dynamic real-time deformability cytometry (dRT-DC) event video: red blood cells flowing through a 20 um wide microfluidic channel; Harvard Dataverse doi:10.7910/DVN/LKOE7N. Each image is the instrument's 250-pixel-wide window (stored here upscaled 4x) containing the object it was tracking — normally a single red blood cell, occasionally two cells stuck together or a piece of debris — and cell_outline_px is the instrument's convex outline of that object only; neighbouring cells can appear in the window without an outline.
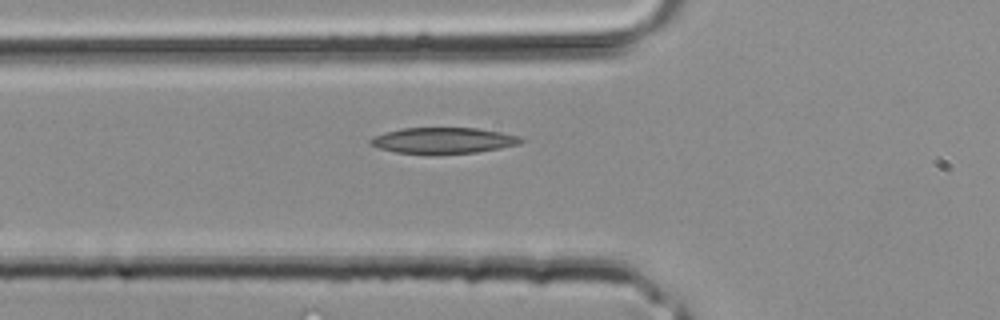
{"species": "common noctule bat (a hibernating species)", "species_latin": "Nyctalus noctula", "temperature_condition": "room temperature", "stored_images_in_passage": 3, "camera_frame_rate_fps": 3000, "um_per_image_px": 0.085, "animal": {"sex": "male", "body_mass_g": 20.4}, "frame": {"image": 1, "passage_image": 3, "time_ms": 0.667, "image_size_px": [1000, 320], "cell_outline_px": [[524, 140], [520, 144], [500, 148], [476, 152], [396, 152], [380, 148], [368, 144], [368, 140], [372, 136], [384, 132], [400, 128], [476, 128], [500, 132], [516, 136]], "centroid_in_image_um": [37.62, 11.91], "position_along_channel_um": 88.2, "area_um2": 22.14}}